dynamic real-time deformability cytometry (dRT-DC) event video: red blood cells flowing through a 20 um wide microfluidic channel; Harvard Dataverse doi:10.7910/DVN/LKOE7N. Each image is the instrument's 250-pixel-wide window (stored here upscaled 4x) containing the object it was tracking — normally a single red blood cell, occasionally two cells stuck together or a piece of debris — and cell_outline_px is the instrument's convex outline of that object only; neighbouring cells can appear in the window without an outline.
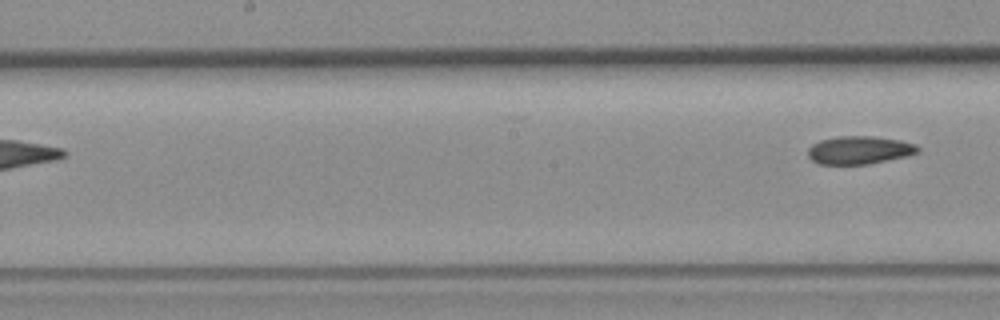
{"species": "common noctule bat (a hibernating species)", "species_latin": "Nyctalus noctula", "temperature_condition": "room temperature", "stored_images_in_passage": 7, "segment_of_instrument_passage": [2, 2], "camera_frame_rate_fps": 3000, "um_per_image_px": 0.085, "animal": {"sex": "female", "body_mass_g": 19.3, "forearm_length_mm": 54.1}, "frame": {"image": 1, "passage_image": 7, "time_ms": 7.0, "image_size_px": [1000, 320], "cell_outline_px": [[920, 152], [908, 156], [868, 164], [816, 164], [808, 156], [808, 148], [812, 144], [820, 140], [840, 136], [872, 136], [900, 140], [916, 144], [920, 148]], "centroid_in_image_um": [73.06, 12.76], "position_along_channel_um": 175.1, "area_um2": 18.09}}